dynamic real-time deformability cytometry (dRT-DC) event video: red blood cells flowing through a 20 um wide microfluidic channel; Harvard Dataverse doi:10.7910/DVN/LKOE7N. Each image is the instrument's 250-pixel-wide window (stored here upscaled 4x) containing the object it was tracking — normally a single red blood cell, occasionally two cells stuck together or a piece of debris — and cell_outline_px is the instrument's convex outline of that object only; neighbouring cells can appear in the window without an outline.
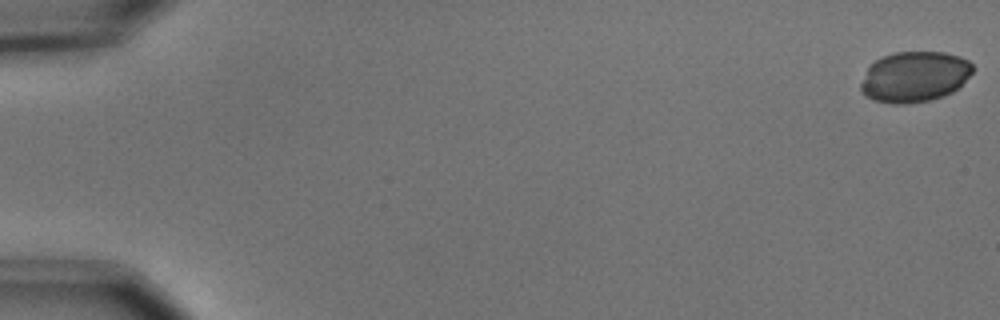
{"species": "common noctule bat (a hibernating species)", "species_latin": "Nyctalus noctula", "temperature_condition": "cold", "stored_images_in_passage": 13, "camera_frame_rate_fps": 3000, "um_per_image_px": 0.085, "animal": {"sex": "male", "body_mass_g": 15.6}, "frame": {"image": 1, "passage_image": 1, "time_ms": 0.0, "image_size_px": [1000, 320], "cell_outline_px": [[976, 68], [952, 92], [944, 96], [928, 100], [904, 104], [892, 104], [872, 100], [860, 88], [860, 84], [868, 68], [880, 56], [896, 52], [944, 52], [960, 56], [968, 60]], "centroid_in_image_um": [77.74, 6.51], "position_along_channel_um": 7.3, "area_um2": 32.89}}